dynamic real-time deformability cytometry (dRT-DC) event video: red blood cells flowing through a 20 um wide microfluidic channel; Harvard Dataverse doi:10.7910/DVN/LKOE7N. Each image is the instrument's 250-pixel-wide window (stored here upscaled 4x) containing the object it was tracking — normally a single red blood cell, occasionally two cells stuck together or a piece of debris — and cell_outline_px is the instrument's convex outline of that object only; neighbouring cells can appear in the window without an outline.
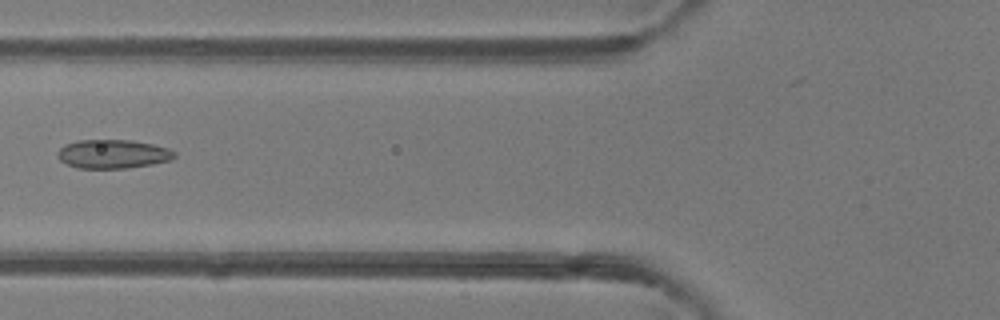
{"species": "common noctule bat (a hibernating species)", "species_latin": "Nyctalus noctula", "temperature_condition": "room temperature", "stored_images_in_passage": 5, "camera_frame_rate_fps": 3000, "um_per_image_px": 0.085, "animal": {"sex": "female"}, "frame": {"image": 1, "passage_image": 5, "time_ms": 5.333, "image_size_px": [1000, 320], "cell_outline_px": [[176, 156], [172, 160], [152, 164], [128, 168], [76, 168], [60, 160], [56, 156], [56, 152], [64, 144], [80, 140], [132, 140], [152, 144], [168, 148], [176, 152]], "centroid_in_image_um": [9.59, 13.09], "position_along_channel_um": 116.2, "area_um2": 19.77}}